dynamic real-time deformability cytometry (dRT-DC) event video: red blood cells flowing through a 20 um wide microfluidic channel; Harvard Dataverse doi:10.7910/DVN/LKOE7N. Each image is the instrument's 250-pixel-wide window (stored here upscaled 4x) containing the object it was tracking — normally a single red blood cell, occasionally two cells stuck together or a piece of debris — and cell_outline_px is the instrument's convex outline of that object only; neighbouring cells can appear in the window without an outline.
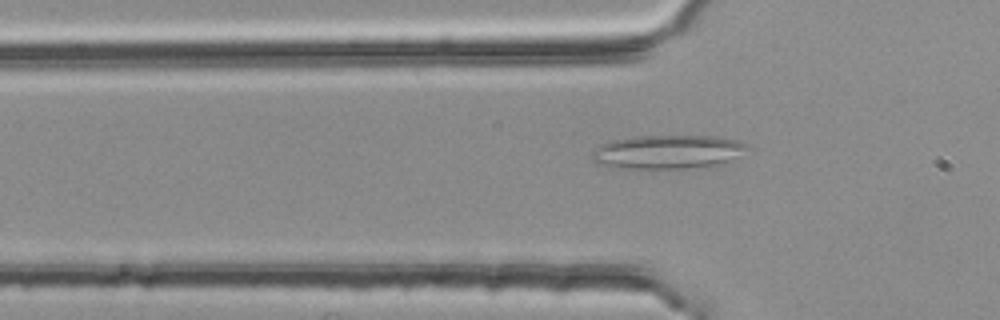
{"species": "common noctule bat (a hibernating species)", "species_latin": "Nyctalus noctula", "temperature_condition": "room temperature", "stored_images_in_passage": 47, "camera_frame_rate_fps": 3000, "um_per_image_px": 0.085, "animal": {"sex": "female", "body_mass_g": 25.1}, "frame": {"image": 1, "passage_image": 11, "time_ms": 3.333, "image_size_px": [1000, 320], "cell_outline_px": [[748, 148], [728, 160], [716, 164], [680, 168], [612, 168], [596, 164], [592, 160], [592, 152], [600, 144], [612, 140], [636, 136], [716, 136], [736, 140], [748, 144]], "centroid_in_image_um": [56.64, 12.9], "position_along_channel_um": 69.2, "area_um2": 30.23}}
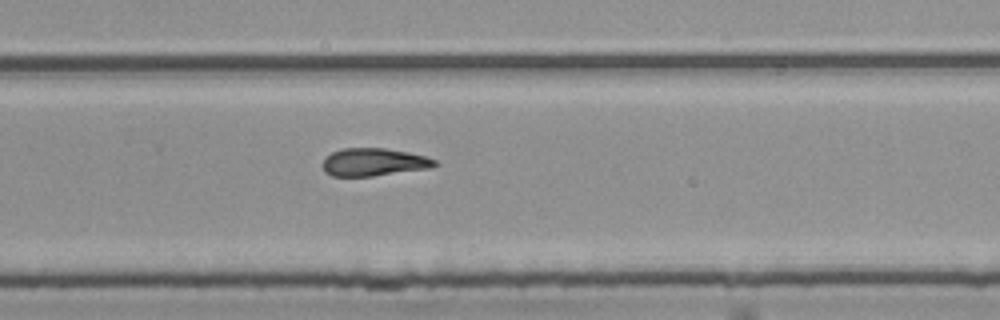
{"frame": {"image": 2, "passage_image": 29, "time_ms": 9.333, "image_size_px": [1000, 320], "cell_outline_px": [[440, 164], [432, 168], [372, 176], [332, 176], [324, 172], [324, 156], [340, 148], [384, 148], [408, 152], [424, 156], [436, 160]], "centroid_in_image_um": [31.78, 13.78], "position_along_channel_um": 298.0, "area_um2": 18.26}}
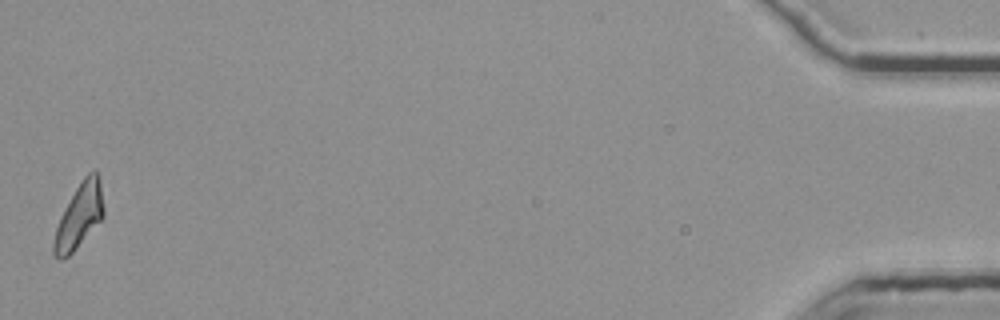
{"frame": {"image": 3, "passage_image": 47, "time_ms": 15.333, "image_size_px": [1000, 320], "cell_outline_px": [[104, 216], [72, 252], [68, 256], [60, 260], [52, 252], [52, 244], [56, 228], [60, 216], [76, 188], [84, 176], [88, 172], [96, 168], [100, 176], [104, 208]], "centroid_in_image_um": [6.74, 18.31], "position_along_channel_um": 428.5, "area_um2": 18.67}, "authors_computed_cell_mechanics": {"area_um2": 18.7272, "velocity_mm_per_s": 3.8154, "shape_relaxation_time_tau1_ms": null, "shape_relaxation_time_tau2_ms": 5.0193, "deformation_change_tau1": null, "deformation_change_tau2": 0.1515}}